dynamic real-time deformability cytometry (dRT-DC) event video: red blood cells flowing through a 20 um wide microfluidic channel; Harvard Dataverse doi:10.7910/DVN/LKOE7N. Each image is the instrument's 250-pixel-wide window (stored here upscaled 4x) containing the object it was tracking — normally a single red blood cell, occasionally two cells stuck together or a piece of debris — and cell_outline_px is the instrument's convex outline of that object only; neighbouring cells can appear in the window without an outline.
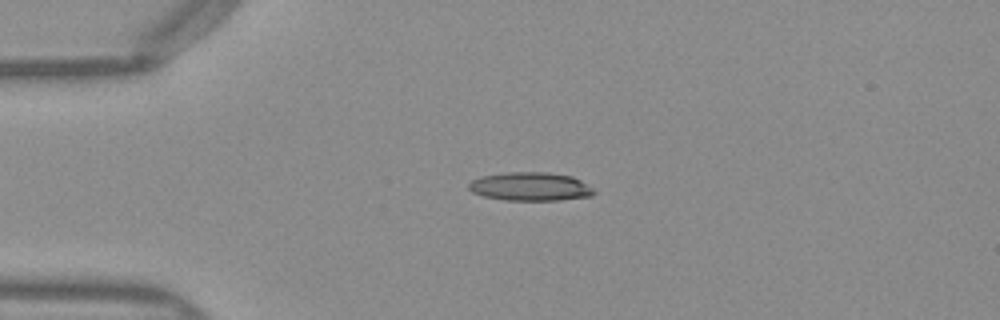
{"species": "Egyptian fruit bat (a non-hibernating species)", "species_latin": "Rousettus aegyptiacus", "temperature_condition": "warm", "stored_images_in_passage": 39, "camera_frame_rate_fps": 3000, "um_per_image_px": 0.085, "frame": {"image": 1, "passage_image": 1, "time_ms": 0.0, "image_size_px": [1000, 320], "cell_outline_px": [[596, 192], [592, 196], [560, 200], [504, 200], [484, 196], [472, 192], [468, 188], [468, 184], [472, 180], [480, 176], [508, 172], [548, 172], [572, 176], [580, 180], [592, 188]], "centroid_in_image_um": [45.07, 15.85], "position_along_channel_um": 39.9, "area_um2": 20.87}}
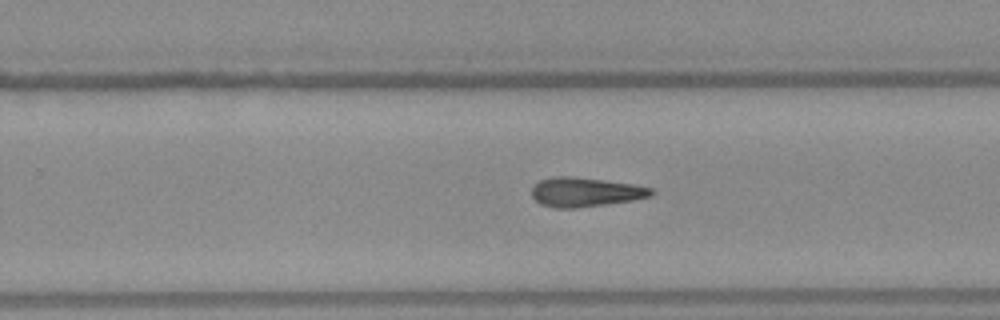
{"frame": {"image": 2, "passage_image": 21, "time_ms": 6.667, "image_size_px": [1000, 320], "cell_outline_px": [[656, 192], [652, 196], [632, 200], [576, 208], [556, 208], [540, 204], [532, 196], [532, 188], [540, 180], [552, 176], [572, 176], [636, 184], [652, 188]], "centroid_in_image_um": [49.77, 16.32], "position_along_channel_um": 280.0, "area_um2": 20.46}}
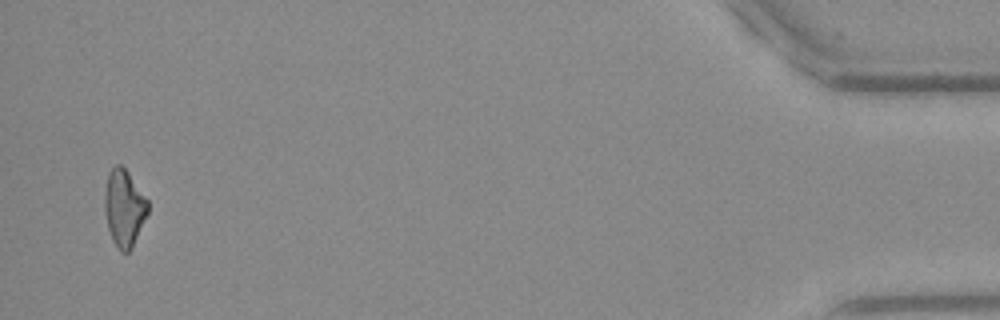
{"frame": {"image": 3, "passage_image": 38, "time_ms": 12.333, "image_size_px": [1000, 320], "cell_outline_px": [[148, 212], [132, 248], [128, 252], [120, 252], [112, 240], [108, 228], [104, 212], [104, 192], [108, 172], [116, 164], [120, 164], [128, 172], [148, 200]], "centroid_in_image_um": [10.53, 17.68], "position_along_channel_um": 424.7, "area_um2": 19.42}, "authors_computed_cell_mechanics": {"area_um2": 20.0566, "velocity_mm_per_s": 4.0468, "shape_relaxation_time_tau1_ms": null, "shape_relaxation_time_tau2_ms": 8.6266, "deformation_change_tau1": null, "deformation_change_tau2": 0.2675}}